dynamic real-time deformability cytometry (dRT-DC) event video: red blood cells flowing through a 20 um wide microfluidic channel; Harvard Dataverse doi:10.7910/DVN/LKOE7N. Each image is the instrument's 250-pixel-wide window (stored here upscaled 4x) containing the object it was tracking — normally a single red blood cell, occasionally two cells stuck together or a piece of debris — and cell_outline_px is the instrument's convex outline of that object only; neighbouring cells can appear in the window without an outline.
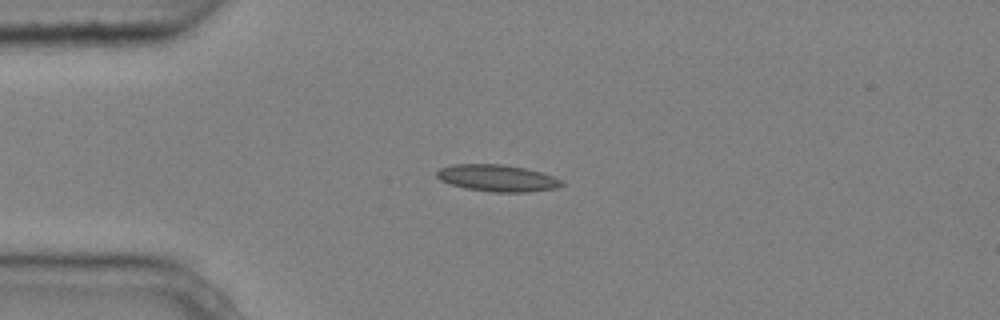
{"species": "common noctule bat (a hibernating species)", "species_latin": "Nyctalus noctula", "temperature_condition": "cold", "stored_images_in_passage": 5, "camera_frame_rate_fps": 3000, "um_per_image_px": 0.085, "animal": {"sex": "male", "body_mass_g": 20.4}, "frame": {"image": 1, "passage_image": 1, "time_ms": 0.0, "image_size_px": [1000, 320], "cell_outline_px": [[564, 184], [556, 188], [528, 192], [492, 192], [464, 188], [440, 180], [436, 176], [436, 172], [440, 168], [452, 164], [504, 164], [524, 168], [540, 172], [552, 176], [560, 180]], "centroid_in_image_um": [42.24, 15.13], "position_along_channel_um": 42.8, "area_um2": 19.42}}
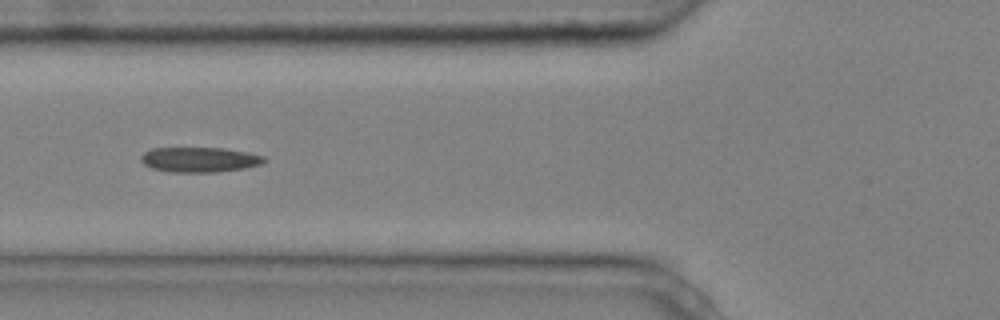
{"frame": {"image": 2, "passage_image": 3, "time_ms": 0.667, "image_size_px": [1000, 320], "cell_outline_px": [[268, 160], [260, 164], [244, 168], [216, 172], [172, 172], [152, 168], [144, 164], [140, 160], [140, 156], [144, 152], [152, 148], [224, 148], [248, 152], [264, 156]], "centroid_in_image_um": [16.96, 13.56], "position_along_channel_um": 108.8, "area_um2": 17.98}}